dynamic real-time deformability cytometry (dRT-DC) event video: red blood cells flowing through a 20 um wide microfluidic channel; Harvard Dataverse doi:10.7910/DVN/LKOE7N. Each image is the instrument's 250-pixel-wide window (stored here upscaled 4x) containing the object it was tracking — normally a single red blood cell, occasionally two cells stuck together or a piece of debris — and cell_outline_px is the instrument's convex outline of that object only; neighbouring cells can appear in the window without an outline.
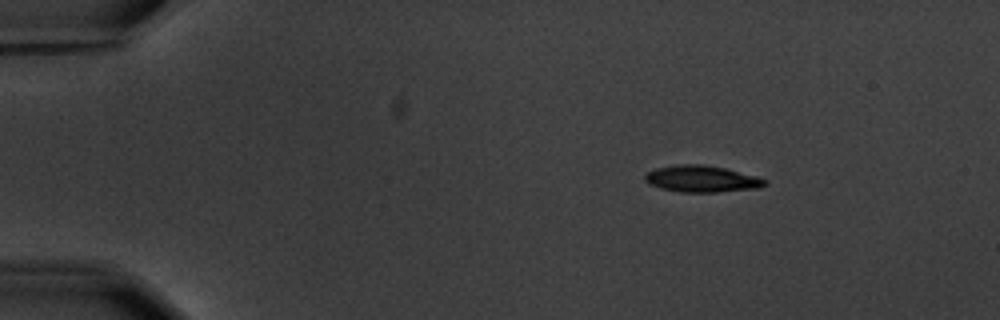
{"species": "common noctule bat (a hibernating species)", "species_latin": "Nyctalus noctula", "temperature_condition": "warm", "stored_images_in_passage": 4, "camera_frame_rate_fps": 3000, "um_per_image_px": 0.085, "animal": {"sex": "male", "body_mass_g": 20.1, "forearm_length_mm": 53.5}, "frame": {"image": 1, "passage_image": 1, "time_ms": 0.0, "image_size_px": [1000, 320], "cell_outline_px": [[768, 184], [760, 188], [716, 192], [680, 192], [660, 188], [648, 184], [644, 180], [644, 176], [648, 172], [656, 168], [676, 164], [704, 164], [724, 168], [756, 176], [768, 180]], "centroid_in_image_um": [59.65, 15.2], "position_along_channel_um": 25.4, "area_um2": 18.73}}